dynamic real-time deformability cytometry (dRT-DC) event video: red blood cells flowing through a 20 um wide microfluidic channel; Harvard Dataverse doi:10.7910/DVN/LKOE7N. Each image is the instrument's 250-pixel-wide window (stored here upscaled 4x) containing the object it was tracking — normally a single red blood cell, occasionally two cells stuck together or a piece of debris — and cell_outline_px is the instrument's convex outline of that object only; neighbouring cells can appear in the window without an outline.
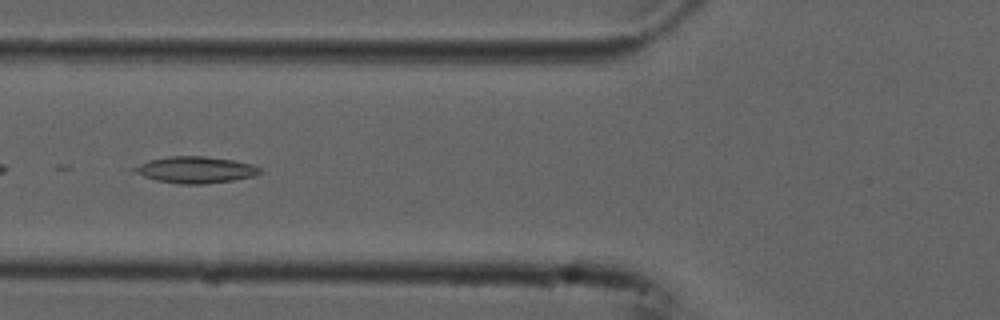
{"species": "common noctule bat (a hibernating species)", "species_latin": "Nyctalus noctula", "temperature_condition": "cold", "stored_images_in_passage": 10, "camera_frame_rate_fps": 3000, "um_per_image_px": 0.085, "animal": {"sex": "male", "forearm_length_mm": 52.5}, "frame": {"image": 1, "passage_image": 6, "time_ms": 1.667, "image_size_px": [1000, 320], "cell_outline_px": [[260, 172], [252, 176], [232, 180], [204, 184], [180, 184], [156, 180], [144, 176], [136, 172], [132, 168], [148, 160], [168, 156], [204, 156], [232, 160], [252, 164], [260, 168]], "centroid_in_image_um": [16.59, 14.43], "position_along_channel_um": 109.2, "area_um2": 19.13}}
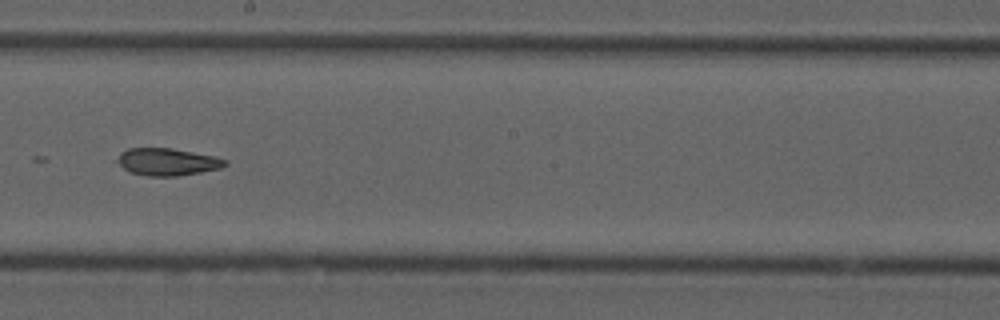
{"frame": {"image": 2, "passage_image": 9, "time_ms": 2.667, "image_size_px": [1000, 320], "cell_outline_px": [[228, 164], [220, 168], [200, 172], [176, 176], [148, 176], [128, 172], [116, 160], [120, 152], [128, 148], [172, 148], [216, 156], [228, 160]], "centroid_in_image_um": [14.23, 13.75], "position_along_channel_um": 234.0, "area_um2": 17.22}}
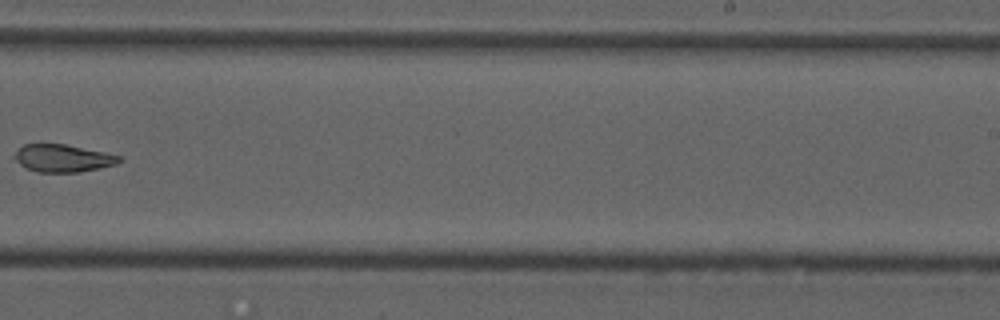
{"frame": {"image": 3, "passage_image": 10, "time_ms": 3.0, "image_size_px": [1000, 320], "cell_outline_px": [[124, 160], [116, 164], [100, 168], [80, 172], [36, 172], [12, 160], [12, 156], [24, 144], [64, 144], [104, 152], [120, 156]], "centroid_in_image_um": [5.33, 13.45], "position_along_channel_um": 283.7, "area_um2": 16.82}}